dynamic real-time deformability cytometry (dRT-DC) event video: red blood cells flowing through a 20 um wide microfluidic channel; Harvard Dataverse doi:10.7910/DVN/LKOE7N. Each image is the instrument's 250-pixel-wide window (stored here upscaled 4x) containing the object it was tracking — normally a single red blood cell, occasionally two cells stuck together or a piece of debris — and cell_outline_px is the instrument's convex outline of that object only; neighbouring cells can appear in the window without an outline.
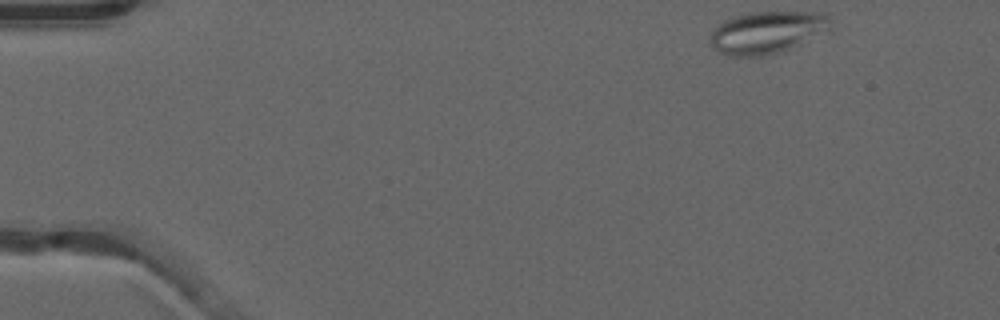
{"species": "common noctule bat (a hibernating species)", "species_latin": "Nyctalus noctula", "temperature_condition": "warm", "stored_images_in_passage": 47, "camera_frame_rate_fps": 3000, "um_per_image_px": 0.085, "animal": {"sex": "male", "forearm_length_mm": 52.5}, "frame": {"image": 1, "passage_image": 1, "time_ms": 0.0, "image_size_px": [1000, 320], "cell_outline_px": [[832, 28], [828, 32], [792, 48], [760, 56], [728, 56], [712, 48], [712, 32], [724, 20], [744, 12], [820, 12], [828, 16]], "centroid_in_image_um": [65.25, 2.74], "position_along_channel_um": 19.8, "area_um2": 29.65}}
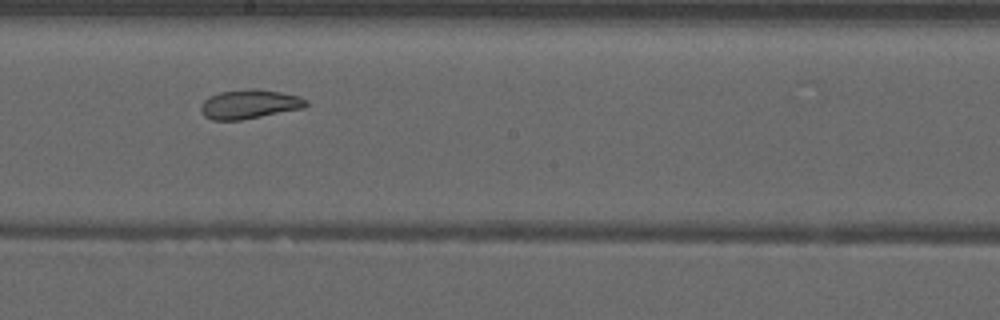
{"frame": {"image": 2, "passage_image": 25, "time_ms": 8.0, "image_size_px": [1000, 320], "cell_outline_px": [[308, 104], [304, 108], [240, 120], [212, 120], [204, 116], [200, 112], [200, 104], [208, 96], [220, 92], [252, 88], [280, 92], [300, 96], [308, 100]], "centroid_in_image_um": [21.18, 8.85], "position_along_channel_um": 227.0, "area_um2": 17.98}}
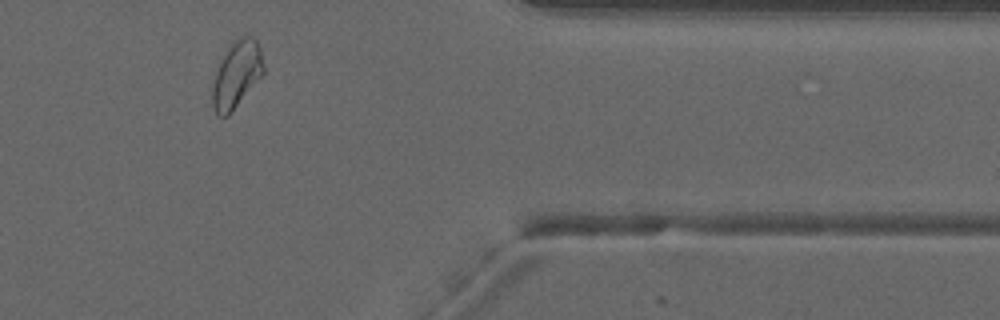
{"frame": {"image": 3, "passage_image": 39, "time_ms": 12.667, "image_size_px": [1000, 320], "cell_outline_px": [[264, 72], [228, 116], [216, 116], [212, 108], [212, 88], [216, 72], [220, 60], [224, 52], [236, 36], [244, 32], [252, 36], [256, 40], [260, 48], [264, 64]], "centroid_in_image_um": [20.1, 6.27], "position_along_channel_um": 391.3, "area_um2": 20.17}, "authors_computed_cell_mechanics": {"area_um2": 21.097, "velocity_mm_per_s": 3.9276, "shape_relaxation_time_tau1_ms": null, "shape_relaxation_time_tau2_ms": 1.9665, "deformation_change_tau1": null, "deformation_change_tau2": 0.0742}}